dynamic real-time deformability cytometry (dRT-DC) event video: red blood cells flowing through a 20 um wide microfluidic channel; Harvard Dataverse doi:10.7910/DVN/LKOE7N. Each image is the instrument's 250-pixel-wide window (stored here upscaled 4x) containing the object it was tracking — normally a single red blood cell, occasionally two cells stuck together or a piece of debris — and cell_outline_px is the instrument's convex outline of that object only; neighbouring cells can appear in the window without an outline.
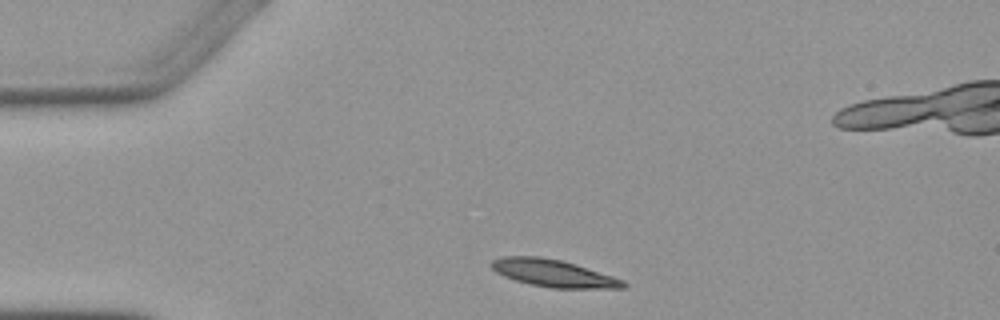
{"species": "Egyptian fruit bat (a non-hibernating species)", "species_latin": "Rousettus aegyptiacus", "temperature_condition": "warm", "stored_images_in_passage": 3, "camera_frame_rate_fps": 3000, "um_per_image_px": 0.085, "animal": {"sex": "female"}, "frame": {"image": 1, "passage_image": 1, "time_ms": 0.0, "image_size_px": [1000, 320], "cell_outline_px": [[628, 284], [624, 288], [552, 288], [532, 284], [516, 280], [504, 276], [496, 272], [488, 264], [492, 260], [504, 256], [540, 256], [560, 260], [576, 264], [624, 280]], "centroid_in_image_um": [47.03, 23.22], "position_along_channel_um": 38.0, "area_um2": 20.87}}